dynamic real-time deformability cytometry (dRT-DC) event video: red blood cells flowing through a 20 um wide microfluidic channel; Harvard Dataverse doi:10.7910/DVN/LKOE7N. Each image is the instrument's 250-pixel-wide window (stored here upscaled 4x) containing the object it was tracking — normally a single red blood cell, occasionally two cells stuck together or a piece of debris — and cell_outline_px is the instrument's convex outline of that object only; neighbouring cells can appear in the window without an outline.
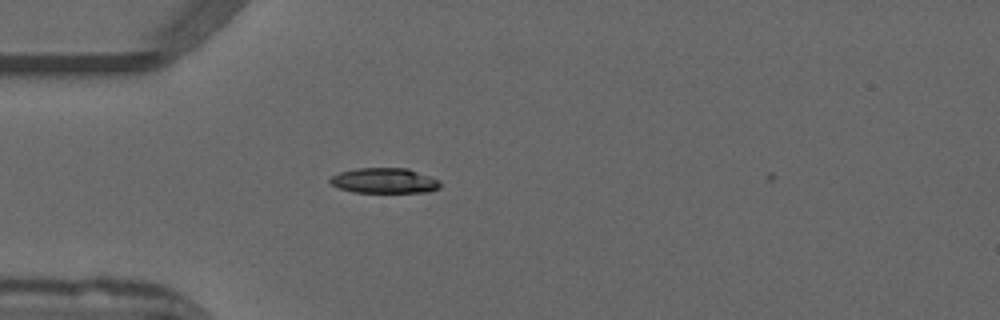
{"species": "common noctule bat (a hibernating species)", "species_latin": "Nyctalus noctula", "temperature_condition": "warm", "stored_images_in_passage": 3, "camera_frame_rate_fps": 3000, "um_per_image_px": 0.085, "animal": {"sex": "male", "forearm_length_mm": 52.5}, "frame": {"image": 1, "passage_image": 2, "time_ms": 0.333, "image_size_px": [1000, 320], "cell_outline_px": [[440, 188], [428, 192], [352, 192], [340, 188], [332, 184], [328, 180], [332, 176], [340, 172], [356, 168], [408, 168], [440, 180]], "centroid_in_image_um": [32.69, 15.35], "position_along_channel_um": 52.3, "area_um2": 16.18}}